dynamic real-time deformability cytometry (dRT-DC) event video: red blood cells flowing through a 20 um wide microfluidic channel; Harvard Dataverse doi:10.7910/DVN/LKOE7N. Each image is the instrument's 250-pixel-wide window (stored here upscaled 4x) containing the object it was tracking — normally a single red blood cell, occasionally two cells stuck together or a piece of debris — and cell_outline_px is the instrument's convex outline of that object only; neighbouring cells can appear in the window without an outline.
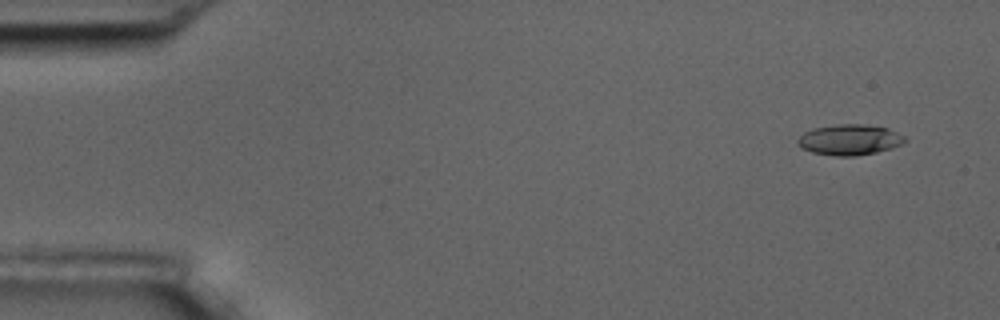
{"species": "common noctule bat (a hibernating species)", "species_latin": "Nyctalus noctula", "temperature_condition": "room temperature", "stored_images_in_passage": 4, "camera_frame_rate_fps": 3000, "um_per_image_px": 0.085, "animal": {"sex": "male", "body_mass_g": 17.5, "forearm_length_mm": 52.3}, "frame": {"image": 1, "passage_image": 1, "time_ms": 0.0, "image_size_px": [1000, 320], "cell_outline_px": [[908, 140], [892, 148], [876, 152], [856, 156], [836, 156], [812, 152], [800, 148], [796, 144], [796, 140], [804, 132], [812, 128], [836, 124], [864, 124], [888, 128], [904, 136]], "centroid_in_image_um": [72.18, 11.87], "position_along_channel_um": 12.8, "area_um2": 19.31}}
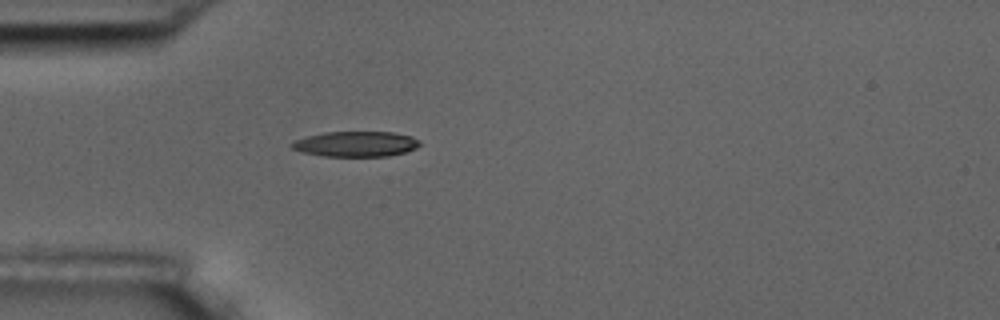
{"frame": {"image": 2, "passage_image": 4, "time_ms": 4.333, "image_size_px": [1000, 320], "cell_outline_px": [[420, 144], [416, 148], [404, 152], [388, 156], [324, 156], [304, 152], [292, 148], [288, 144], [296, 140], [308, 136], [324, 132], [392, 132], [412, 136], [420, 140]], "centroid_in_image_um": [30.26, 12.23], "position_along_channel_um": 54.7, "area_um2": 18.79}}